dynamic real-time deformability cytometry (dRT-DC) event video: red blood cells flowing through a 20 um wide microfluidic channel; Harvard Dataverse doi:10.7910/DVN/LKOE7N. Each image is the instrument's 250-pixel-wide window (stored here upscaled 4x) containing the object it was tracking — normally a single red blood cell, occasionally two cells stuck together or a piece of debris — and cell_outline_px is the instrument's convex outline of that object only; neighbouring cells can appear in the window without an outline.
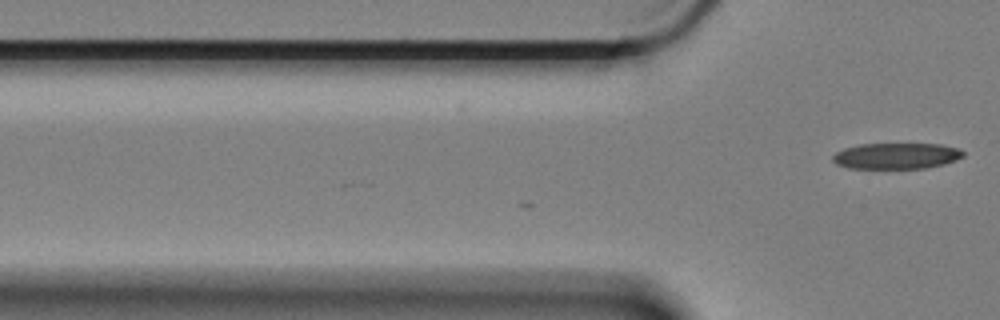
{"species": "Egyptian fruit bat (a non-hibernating species)", "species_latin": "Rousettus aegyptiacus", "temperature_condition": "cold", "stored_images_in_passage": 2, "camera_frame_rate_fps": 3000, "um_per_image_px": 0.085, "animal": {"sex": "female"}, "frame": {"image": 1, "passage_image": 2, "time_ms": 0.333, "image_size_px": [1000, 320], "cell_outline_px": [[964, 156], [956, 160], [944, 164], [928, 168], [848, 168], [836, 164], [832, 160], [832, 156], [836, 152], [844, 148], [860, 144], [940, 144], [960, 148], [964, 152]], "centroid_in_image_um": [76.21, 13.25], "position_along_channel_um": 49.6, "area_um2": 19.88}}